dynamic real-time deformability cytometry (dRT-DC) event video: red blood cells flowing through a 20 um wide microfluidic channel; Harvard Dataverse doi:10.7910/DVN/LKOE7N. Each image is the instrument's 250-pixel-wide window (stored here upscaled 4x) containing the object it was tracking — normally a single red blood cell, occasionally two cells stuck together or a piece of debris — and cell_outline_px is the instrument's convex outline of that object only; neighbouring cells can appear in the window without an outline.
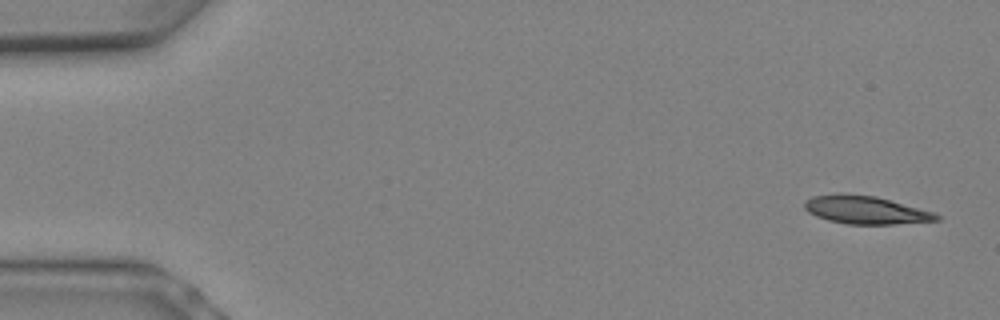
{"species": "Egyptian fruit bat (a non-hibernating species)", "species_latin": "Rousettus aegyptiacus", "temperature_condition": "warm", "stored_images_in_passage": 6, "camera_frame_rate_fps": 3000, "um_per_image_px": 0.085, "animal": {"sex": "female"}, "frame": {"image": 1, "passage_image": 1, "time_ms": 0.0, "image_size_px": [1000, 320], "cell_outline_px": [[940, 220], [892, 224], [848, 224], [828, 220], [816, 216], [808, 212], [804, 208], [804, 200], [812, 196], [876, 196], [936, 212], [940, 216]], "centroid_in_image_um": [73.65, 17.88], "position_along_channel_um": 11.4, "area_um2": 20.92}}